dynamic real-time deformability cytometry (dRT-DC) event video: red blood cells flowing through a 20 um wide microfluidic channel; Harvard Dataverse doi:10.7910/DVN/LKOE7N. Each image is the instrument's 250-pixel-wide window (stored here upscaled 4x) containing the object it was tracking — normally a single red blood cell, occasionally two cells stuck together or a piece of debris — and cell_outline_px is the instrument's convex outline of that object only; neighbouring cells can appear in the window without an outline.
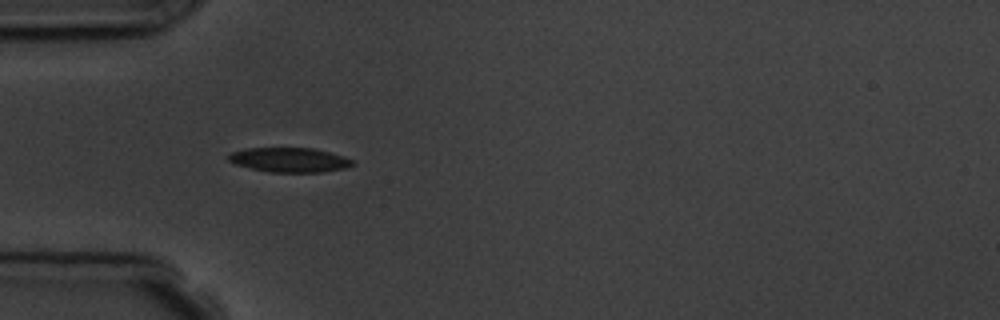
{"species": "common noctule bat (a hibernating species)", "species_latin": "Nyctalus noctula", "temperature_condition": "room temperature", "stored_images_in_passage": 10, "camera_frame_rate_fps": 3000, "um_per_image_px": 0.085, "animal": {"sex": "male", "body_mass_g": 19.5, "forearm_length_mm": 54.6}, "frame": {"image": 1, "passage_image": 6, "time_ms": 5.333, "image_size_px": [1000, 320], "cell_outline_px": [[356, 160], [352, 164], [344, 168], [320, 172], [268, 172], [236, 164], [228, 160], [228, 156], [232, 152], [244, 148], [312, 148], [344, 156]], "centroid_in_image_um": [24.61, 13.58], "position_along_channel_um": 60.4, "area_um2": 17.57}}